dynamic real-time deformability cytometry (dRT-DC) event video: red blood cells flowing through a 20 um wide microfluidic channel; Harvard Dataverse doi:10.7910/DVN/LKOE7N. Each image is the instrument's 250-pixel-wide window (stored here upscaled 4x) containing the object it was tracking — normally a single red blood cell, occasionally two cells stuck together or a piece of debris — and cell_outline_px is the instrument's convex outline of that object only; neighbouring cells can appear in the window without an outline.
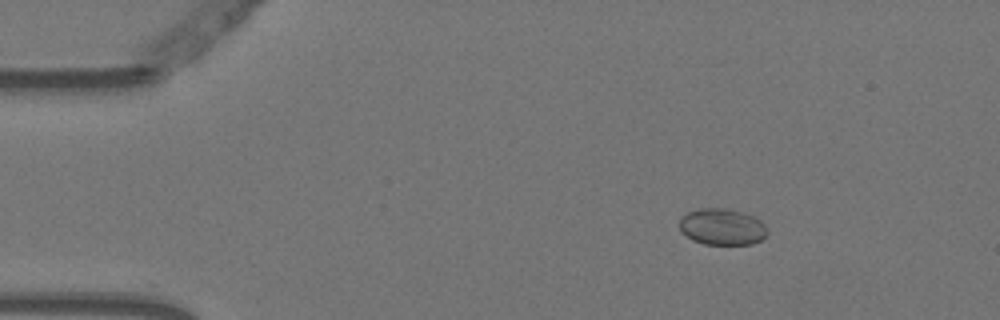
{"species": "Egyptian fruit bat (a non-hibernating species)", "species_latin": "Rousettus aegyptiacus", "temperature_condition": "warm", "stored_images_in_passage": 5, "camera_frame_rate_fps": 3000, "um_per_image_px": 0.085, "animal": {"sex": "female"}, "frame": {"image": 1, "passage_image": 2, "time_ms": 0.333, "image_size_px": [1000, 320], "cell_outline_px": [[768, 232], [760, 240], [752, 244], [704, 244], [692, 240], [680, 232], [680, 216], [696, 208], [724, 208], [744, 212], [760, 220], [768, 228]], "centroid_in_image_um": [61.35, 19.27], "position_along_channel_um": 23.6, "area_um2": 18.84}}
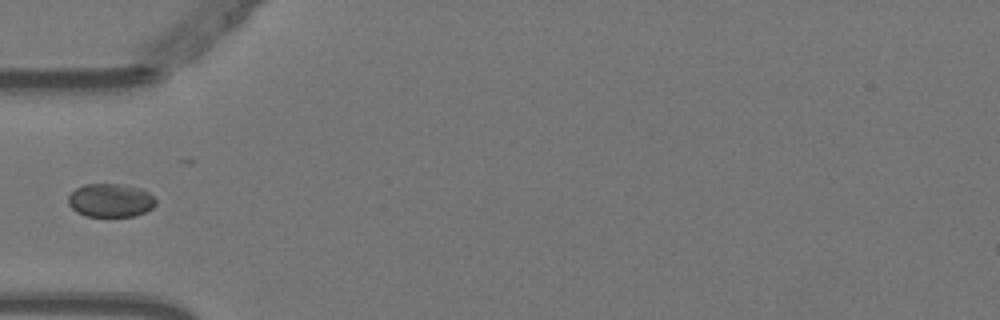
{"frame": {"image": 2, "passage_image": 5, "time_ms": 1.333, "image_size_px": [1000, 320], "cell_outline_px": [[156, 204], [152, 208], [144, 212], [132, 216], [84, 216], [76, 212], [68, 204], [68, 196], [76, 188], [84, 184], [120, 184], [140, 188], [148, 192], [156, 200]], "centroid_in_image_um": [9.37, 17.03], "position_along_channel_um": 75.6, "area_um2": 17.05}}